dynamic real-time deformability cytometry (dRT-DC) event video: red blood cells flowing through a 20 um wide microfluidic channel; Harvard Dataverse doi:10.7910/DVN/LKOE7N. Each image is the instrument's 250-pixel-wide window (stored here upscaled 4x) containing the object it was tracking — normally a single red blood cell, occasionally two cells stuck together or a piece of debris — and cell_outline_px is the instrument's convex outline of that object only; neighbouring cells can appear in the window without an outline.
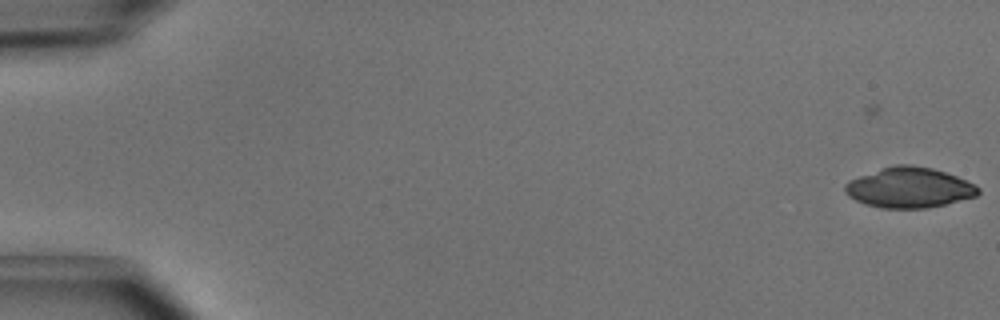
{"species": "common noctule bat (a hibernating species)", "species_latin": "Nyctalus noctula", "temperature_condition": "cold", "stored_images_in_passage": 5, "camera_frame_rate_fps": 3000, "um_per_image_px": 0.085, "animal": {"sex": "male", "body_mass_g": 15.6}, "frame": {"image": 1, "passage_image": 5, "time_ms": 1.333, "image_size_px": [1000, 320], "cell_outline_px": [[980, 192], [976, 196], [928, 208], [880, 208], [864, 204], [848, 196], [844, 192], [844, 184], [848, 180], [880, 168], [896, 164], [912, 164], [932, 168], [956, 176], [976, 184], [980, 188]], "centroid_in_image_um": [77.26, 15.94], "position_along_channel_um": 7.7, "area_um2": 31.5}}